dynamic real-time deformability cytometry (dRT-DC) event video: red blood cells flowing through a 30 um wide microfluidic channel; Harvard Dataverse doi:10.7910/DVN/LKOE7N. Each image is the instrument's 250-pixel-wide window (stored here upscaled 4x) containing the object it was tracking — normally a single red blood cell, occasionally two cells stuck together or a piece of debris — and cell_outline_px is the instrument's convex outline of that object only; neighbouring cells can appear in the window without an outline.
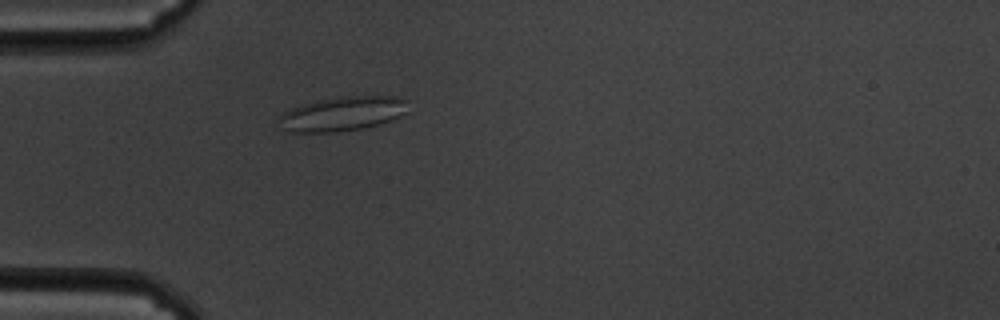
{"species": "common noctule bat (a hibernating species)", "species_latin": "Nyctalus noctula", "temperature_condition": "cold", "stored_images_in_passage": 38, "camera_frame_rate_fps": 3000, "um_per_image_px": 0.085, "animal": {"sex": "male", "body_mass_g": 19.5, "forearm_length_mm": 54.6}, "frame": {"image": 1, "passage_image": 4, "time_ms": 1.0, "image_size_px": [1000, 320], "cell_outline_px": [[408, 112], [392, 120], [380, 124], [364, 128], [336, 132], [292, 132], [280, 128], [276, 116], [292, 108], [304, 104], [320, 100], [344, 96], [396, 96], [408, 100]], "centroid_in_image_um": [29.13, 9.68], "position_along_channel_um": 55.9, "area_um2": 26.13}}
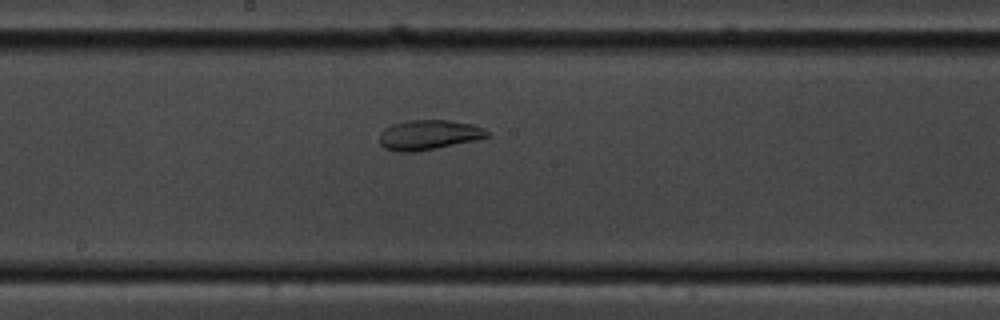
{"frame": {"image": 2, "passage_image": 18, "time_ms": 5.667, "image_size_px": [1000, 320], "cell_outline_px": [[488, 136], [476, 140], [416, 152], [400, 152], [384, 148], [380, 144], [380, 132], [384, 128], [392, 124], [404, 120], [448, 120], [472, 124], [488, 132]], "centroid_in_image_um": [36.38, 11.46], "position_along_channel_um": 211.8, "area_um2": 18.67}}
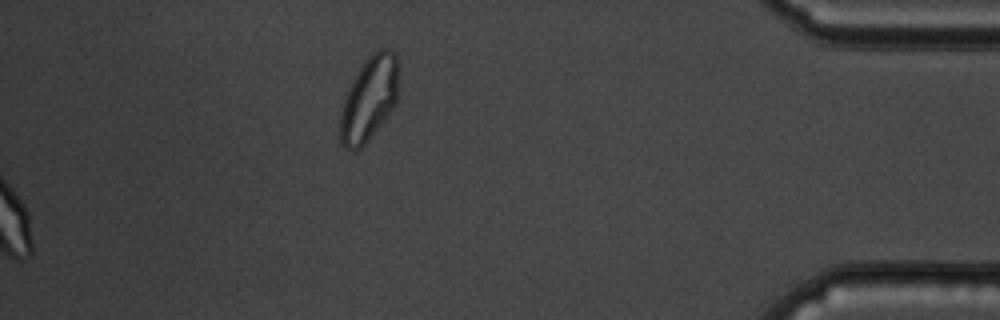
{"frame": {"image": 3, "passage_image": 38, "time_ms": 12.333, "image_size_px": [1000, 320], "cell_outline_px": [[400, 68], [396, 104], [364, 144], [356, 152], [352, 152], [340, 140], [340, 116], [344, 100], [352, 80], [364, 60], [372, 52], [380, 48], [388, 48], [396, 52], [400, 60]], "centroid_in_image_um": [31.42, 8.3], "position_along_channel_um": 403.8, "area_um2": 28.96}, "authors_computed_cell_mechanics": {"area_um2": 19.8254, "velocity_mm_per_s": 3.4985, "shape_relaxation_time_tau1_ms": null, "shape_relaxation_time_tau2_ms": 1.6997, "deformation_change_tau1": null, "deformation_change_tau2": 0.0636}}